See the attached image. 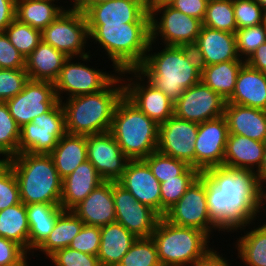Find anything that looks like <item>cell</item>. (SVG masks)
I'll use <instances>...</instances> for the list:
<instances>
[{
    "label": "cell",
    "instance_id": "8",
    "mask_svg": "<svg viewBox=\"0 0 266 266\" xmlns=\"http://www.w3.org/2000/svg\"><path fill=\"white\" fill-rule=\"evenodd\" d=\"M91 55L93 56V54L89 53L78 58L68 57L65 60L60 74L54 82L55 93L59 102L65 100V98L101 91L120 74L118 70H113L114 73L112 71L108 73L102 69H97V67L89 66L87 62H91ZM82 61L84 62L81 63Z\"/></svg>",
    "mask_w": 266,
    "mask_h": 266
},
{
    "label": "cell",
    "instance_id": "38",
    "mask_svg": "<svg viewBox=\"0 0 266 266\" xmlns=\"http://www.w3.org/2000/svg\"><path fill=\"white\" fill-rule=\"evenodd\" d=\"M20 127L11 116L8 106L0 101V156L4 161L18 154Z\"/></svg>",
    "mask_w": 266,
    "mask_h": 266
},
{
    "label": "cell",
    "instance_id": "18",
    "mask_svg": "<svg viewBox=\"0 0 266 266\" xmlns=\"http://www.w3.org/2000/svg\"><path fill=\"white\" fill-rule=\"evenodd\" d=\"M89 162L105 181L117 182L130 160L110 131L86 136Z\"/></svg>",
    "mask_w": 266,
    "mask_h": 266
},
{
    "label": "cell",
    "instance_id": "50",
    "mask_svg": "<svg viewBox=\"0 0 266 266\" xmlns=\"http://www.w3.org/2000/svg\"><path fill=\"white\" fill-rule=\"evenodd\" d=\"M0 68L25 69L24 56L11 44L4 32H0Z\"/></svg>",
    "mask_w": 266,
    "mask_h": 266
},
{
    "label": "cell",
    "instance_id": "40",
    "mask_svg": "<svg viewBox=\"0 0 266 266\" xmlns=\"http://www.w3.org/2000/svg\"><path fill=\"white\" fill-rule=\"evenodd\" d=\"M4 33L24 58H27L42 41V31L24 24L16 18L7 26Z\"/></svg>",
    "mask_w": 266,
    "mask_h": 266
},
{
    "label": "cell",
    "instance_id": "42",
    "mask_svg": "<svg viewBox=\"0 0 266 266\" xmlns=\"http://www.w3.org/2000/svg\"><path fill=\"white\" fill-rule=\"evenodd\" d=\"M143 160L160 183L166 182V179H178V176L189 167L185 161L166 156L158 151L149 154Z\"/></svg>",
    "mask_w": 266,
    "mask_h": 266
},
{
    "label": "cell",
    "instance_id": "58",
    "mask_svg": "<svg viewBox=\"0 0 266 266\" xmlns=\"http://www.w3.org/2000/svg\"><path fill=\"white\" fill-rule=\"evenodd\" d=\"M263 9L264 12H266V0H255Z\"/></svg>",
    "mask_w": 266,
    "mask_h": 266
},
{
    "label": "cell",
    "instance_id": "20",
    "mask_svg": "<svg viewBox=\"0 0 266 266\" xmlns=\"http://www.w3.org/2000/svg\"><path fill=\"white\" fill-rule=\"evenodd\" d=\"M136 199L161 216L160 182L143 159L129 160L122 177L117 181Z\"/></svg>",
    "mask_w": 266,
    "mask_h": 266
},
{
    "label": "cell",
    "instance_id": "48",
    "mask_svg": "<svg viewBox=\"0 0 266 266\" xmlns=\"http://www.w3.org/2000/svg\"><path fill=\"white\" fill-rule=\"evenodd\" d=\"M101 241L99 226L83 225L80 232L73 238L70 248L85 254L98 255Z\"/></svg>",
    "mask_w": 266,
    "mask_h": 266
},
{
    "label": "cell",
    "instance_id": "2",
    "mask_svg": "<svg viewBox=\"0 0 266 266\" xmlns=\"http://www.w3.org/2000/svg\"><path fill=\"white\" fill-rule=\"evenodd\" d=\"M162 47L152 53L155 47L150 43L143 63L136 70L175 103L187 88L201 81L202 67L193 48Z\"/></svg>",
    "mask_w": 266,
    "mask_h": 266
},
{
    "label": "cell",
    "instance_id": "51",
    "mask_svg": "<svg viewBox=\"0 0 266 266\" xmlns=\"http://www.w3.org/2000/svg\"><path fill=\"white\" fill-rule=\"evenodd\" d=\"M168 4L190 17L203 21L208 2L205 0H171Z\"/></svg>",
    "mask_w": 266,
    "mask_h": 266
},
{
    "label": "cell",
    "instance_id": "24",
    "mask_svg": "<svg viewBox=\"0 0 266 266\" xmlns=\"http://www.w3.org/2000/svg\"><path fill=\"white\" fill-rule=\"evenodd\" d=\"M229 134L264 142L266 139V110L227 103L224 115Z\"/></svg>",
    "mask_w": 266,
    "mask_h": 266
},
{
    "label": "cell",
    "instance_id": "36",
    "mask_svg": "<svg viewBox=\"0 0 266 266\" xmlns=\"http://www.w3.org/2000/svg\"><path fill=\"white\" fill-rule=\"evenodd\" d=\"M0 236L19 244L29 254V223L24 203L0 211Z\"/></svg>",
    "mask_w": 266,
    "mask_h": 266
},
{
    "label": "cell",
    "instance_id": "3",
    "mask_svg": "<svg viewBox=\"0 0 266 266\" xmlns=\"http://www.w3.org/2000/svg\"><path fill=\"white\" fill-rule=\"evenodd\" d=\"M87 27L90 42L107 53L114 70L137 69L143 63L151 41L150 22L87 24Z\"/></svg>",
    "mask_w": 266,
    "mask_h": 266
},
{
    "label": "cell",
    "instance_id": "56",
    "mask_svg": "<svg viewBox=\"0 0 266 266\" xmlns=\"http://www.w3.org/2000/svg\"><path fill=\"white\" fill-rule=\"evenodd\" d=\"M105 1L109 0H79L74 7L82 13H85L90 7Z\"/></svg>",
    "mask_w": 266,
    "mask_h": 266
},
{
    "label": "cell",
    "instance_id": "60",
    "mask_svg": "<svg viewBox=\"0 0 266 266\" xmlns=\"http://www.w3.org/2000/svg\"><path fill=\"white\" fill-rule=\"evenodd\" d=\"M264 202H266V191L264 192Z\"/></svg>",
    "mask_w": 266,
    "mask_h": 266
},
{
    "label": "cell",
    "instance_id": "27",
    "mask_svg": "<svg viewBox=\"0 0 266 266\" xmlns=\"http://www.w3.org/2000/svg\"><path fill=\"white\" fill-rule=\"evenodd\" d=\"M226 102L266 110V74L244 63Z\"/></svg>",
    "mask_w": 266,
    "mask_h": 266
},
{
    "label": "cell",
    "instance_id": "53",
    "mask_svg": "<svg viewBox=\"0 0 266 266\" xmlns=\"http://www.w3.org/2000/svg\"><path fill=\"white\" fill-rule=\"evenodd\" d=\"M245 63L266 74V42L261 44Z\"/></svg>",
    "mask_w": 266,
    "mask_h": 266
},
{
    "label": "cell",
    "instance_id": "10",
    "mask_svg": "<svg viewBox=\"0 0 266 266\" xmlns=\"http://www.w3.org/2000/svg\"><path fill=\"white\" fill-rule=\"evenodd\" d=\"M65 6L67 8L42 31V40L67 57L85 56L91 53L87 45L89 33L85 14L75 7Z\"/></svg>",
    "mask_w": 266,
    "mask_h": 266
},
{
    "label": "cell",
    "instance_id": "7",
    "mask_svg": "<svg viewBox=\"0 0 266 266\" xmlns=\"http://www.w3.org/2000/svg\"><path fill=\"white\" fill-rule=\"evenodd\" d=\"M151 237L161 266H194L215 248L209 244L211 239L202 230L178 226L163 217Z\"/></svg>",
    "mask_w": 266,
    "mask_h": 266
},
{
    "label": "cell",
    "instance_id": "22",
    "mask_svg": "<svg viewBox=\"0 0 266 266\" xmlns=\"http://www.w3.org/2000/svg\"><path fill=\"white\" fill-rule=\"evenodd\" d=\"M84 14L87 24L150 22L144 0H109L90 7Z\"/></svg>",
    "mask_w": 266,
    "mask_h": 266
},
{
    "label": "cell",
    "instance_id": "31",
    "mask_svg": "<svg viewBox=\"0 0 266 266\" xmlns=\"http://www.w3.org/2000/svg\"><path fill=\"white\" fill-rule=\"evenodd\" d=\"M49 155L59 177L64 179L88 160L86 136L65 133Z\"/></svg>",
    "mask_w": 266,
    "mask_h": 266
},
{
    "label": "cell",
    "instance_id": "34",
    "mask_svg": "<svg viewBox=\"0 0 266 266\" xmlns=\"http://www.w3.org/2000/svg\"><path fill=\"white\" fill-rule=\"evenodd\" d=\"M244 63V60H231L201 66V81L227 101L235 90L238 72Z\"/></svg>",
    "mask_w": 266,
    "mask_h": 266
},
{
    "label": "cell",
    "instance_id": "5",
    "mask_svg": "<svg viewBox=\"0 0 266 266\" xmlns=\"http://www.w3.org/2000/svg\"><path fill=\"white\" fill-rule=\"evenodd\" d=\"M7 162L17 178L22 203L60 204L62 179L49 154L18 153Z\"/></svg>",
    "mask_w": 266,
    "mask_h": 266
},
{
    "label": "cell",
    "instance_id": "54",
    "mask_svg": "<svg viewBox=\"0 0 266 266\" xmlns=\"http://www.w3.org/2000/svg\"><path fill=\"white\" fill-rule=\"evenodd\" d=\"M222 254L217 249H213L204 259L200 260L194 266H230L231 261L229 263L228 259L225 256L223 257Z\"/></svg>",
    "mask_w": 266,
    "mask_h": 266
},
{
    "label": "cell",
    "instance_id": "6",
    "mask_svg": "<svg viewBox=\"0 0 266 266\" xmlns=\"http://www.w3.org/2000/svg\"><path fill=\"white\" fill-rule=\"evenodd\" d=\"M110 132L130 160L144 159L157 151L159 125L125 95L115 107Z\"/></svg>",
    "mask_w": 266,
    "mask_h": 266
},
{
    "label": "cell",
    "instance_id": "16",
    "mask_svg": "<svg viewBox=\"0 0 266 266\" xmlns=\"http://www.w3.org/2000/svg\"><path fill=\"white\" fill-rule=\"evenodd\" d=\"M58 101L54 83L29 79L23 90L5 103L21 128L36 116L48 112Z\"/></svg>",
    "mask_w": 266,
    "mask_h": 266
},
{
    "label": "cell",
    "instance_id": "43",
    "mask_svg": "<svg viewBox=\"0 0 266 266\" xmlns=\"http://www.w3.org/2000/svg\"><path fill=\"white\" fill-rule=\"evenodd\" d=\"M237 53L240 59L246 61L252 53L266 42V25L237 29L235 31Z\"/></svg>",
    "mask_w": 266,
    "mask_h": 266
},
{
    "label": "cell",
    "instance_id": "45",
    "mask_svg": "<svg viewBox=\"0 0 266 266\" xmlns=\"http://www.w3.org/2000/svg\"><path fill=\"white\" fill-rule=\"evenodd\" d=\"M237 29L264 23L265 12L255 0H233Z\"/></svg>",
    "mask_w": 266,
    "mask_h": 266
},
{
    "label": "cell",
    "instance_id": "55",
    "mask_svg": "<svg viewBox=\"0 0 266 266\" xmlns=\"http://www.w3.org/2000/svg\"><path fill=\"white\" fill-rule=\"evenodd\" d=\"M263 143H264L263 161L261 166L258 168L257 172L255 173V175L258 183L265 190L266 189L265 186L266 185V139Z\"/></svg>",
    "mask_w": 266,
    "mask_h": 266
},
{
    "label": "cell",
    "instance_id": "32",
    "mask_svg": "<svg viewBox=\"0 0 266 266\" xmlns=\"http://www.w3.org/2000/svg\"><path fill=\"white\" fill-rule=\"evenodd\" d=\"M29 223V255L46 240L53 230L58 215L63 211L60 204L37 203L26 205Z\"/></svg>",
    "mask_w": 266,
    "mask_h": 266
},
{
    "label": "cell",
    "instance_id": "44",
    "mask_svg": "<svg viewBox=\"0 0 266 266\" xmlns=\"http://www.w3.org/2000/svg\"><path fill=\"white\" fill-rule=\"evenodd\" d=\"M19 184L11 165H0V211L20 203Z\"/></svg>",
    "mask_w": 266,
    "mask_h": 266
},
{
    "label": "cell",
    "instance_id": "11",
    "mask_svg": "<svg viewBox=\"0 0 266 266\" xmlns=\"http://www.w3.org/2000/svg\"><path fill=\"white\" fill-rule=\"evenodd\" d=\"M163 218L178 226L200 229L211 239L216 231L219 233L222 231L221 234H226L209 214L206 177L203 174L192 183L179 201L166 211Z\"/></svg>",
    "mask_w": 266,
    "mask_h": 266
},
{
    "label": "cell",
    "instance_id": "12",
    "mask_svg": "<svg viewBox=\"0 0 266 266\" xmlns=\"http://www.w3.org/2000/svg\"><path fill=\"white\" fill-rule=\"evenodd\" d=\"M65 133V114L58 101L20 128L18 153L50 154Z\"/></svg>",
    "mask_w": 266,
    "mask_h": 266
},
{
    "label": "cell",
    "instance_id": "19",
    "mask_svg": "<svg viewBox=\"0 0 266 266\" xmlns=\"http://www.w3.org/2000/svg\"><path fill=\"white\" fill-rule=\"evenodd\" d=\"M228 135L224 116L199 124L195 141V168L202 174L209 168L223 166Z\"/></svg>",
    "mask_w": 266,
    "mask_h": 266
},
{
    "label": "cell",
    "instance_id": "4",
    "mask_svg": "<svg viewBox=\"0 0 266 266\" xmlns=\"http://www.w3.org/2000/svg\"><path fill=\"white\" fill-rule=\"evenodd\" d=\"M123 95L124 82L119 74L101 91L61 101L66 133L87 136L110 131L115 107Z\"/></svg>",
    "mask_w": 266,
    "mask_h": 266
},
{
    "label": "cell",
    "instance_id": "49",
    "mask_svg": "<svg viewBox=\"0 0 266 266\" xmlns=\"http://www.w3.org/2000/svg\"><path fill=\"white\" fill-rule=\"evenodd\" d=\"M29 256L19 244L0 236V266H30Z\"/></svg>",
    "mask_w": 266,
    "mask_h": 266
},
{
    "label": "cell",
    "instance_id": "13",
    "mask_svg": "<svg viewBox=\"0 0 266 266\" xmlns=\"http://www.w3.org/2000/svg\"><path fill=\"white\" fill-rule=\"evenodd\" d=\"M120 74L124 82V95L150 119L159 125L173 116L174 102L136 69L124 70Z\"/></svg>",
    "mask_w": 266,
    "mask_h": 266
},
{
    "label": "cell",
    "instance_id": "23",
    "mask_svg": "<svg viewBox=\"0 0 266 266\" xmlns=\"http://www.w3.org/2000/svg\"><path fill=\"white\" fill-rule=\"evenodd\" d=\"M88 226H104L116 222L112 181H104L71 210Z\"/></svg>",
    "mask_w": 266,
    "mask_h": 266
},
{
    "label": "cell",
    "instance_id": "29",
    "mask_svg": "<svg viewBox=\"0 0 266 266\" xmlns=\"http://www.w3.org/2000/svg\"><path fill=\"white\" fill-rule=\"evenodd\" d=\"M100 230L99 262L101 266H118L137 237L118 222L101 226Z\"/></svg>",
    "mask_w": 266,
    "mask_h": 266
},
{
    "label": "cell",
    "instance_id": "41",
    "mask_svg": "<svg viewBox=\"0 0 266 266\" xmlns=\"http://www.w3.org/2000/svg\"><path fill=\"white\" fill-rule=\"evenodd\" d=\"M118 266H161L152 237L137 238Z\"/></svg>",
    "mask_w": 266,
    "mask_h": 266
},
{
    "label": "cell",
    "instance_id": "39",
    "mask_svg": "<svg viewBox=\"0 0 266 266\" xmlns=\"http://www.w3.org/2000/svg\"><path fill=\"white\" fill-rule=\"evenodd\" d=\"M202 25L215 30L235 33L237 25L233 10V0L208 2Z\"/></svg>",
    "mask_w": 266,
    "mask_h": 266
},
{
    "label": "cell",
    "instance_id": "52",
    "mask_svg": "<svg viewBox=\"0 0 266 266\" xmlns=\"http://www.w3.org/2000/svg\"><path fill=\"white\" fill-rule=\"evenodd\" d=\"M16 0H0V32L16 18Z\"/></svg>",
    "mask_w": 266,
    "mask_h": 266
},
{
    "label": "cell",
    "instance_id": "17",
    "mask_svg": "<svg viewBox=\"0 0 266 266\" xmlns=\"http://www.w3.org/2000/svg\"><path fill=\"white\" fill-rule=\"evenodd\" d=\"M198 123L176 118L174 115L159 124L157 151L185 161L195 168V141Z\"/></svg>",
    "mask_w": 266,
    "mask_h": 266
},
{
    "label": "cell",
    "instance_id": "1",
    "mask_svg": "<svg viewBox=\"0 0 266 266\" xmlns=\"http://www.w3.org/2000/svg\"><path fill=\"white\" fill-rule=\"evenodd\" d=\"M203 175L209 214L227 234L243 223L256 222L258 215L266 216L265 190L253 171L219 166Z\"/></svg>",
    "mask_w": 266,
    "mask_h": 266
},
{
    "label": "cell",
    "instance_id": "26",
    "mask_svg": "<svg viewBox=\"0 0 266 266\" xmlns=\"http://www.w3.org/2000/svg\"><path fill=\"white\" fill-rule=\"evenodd\" d=\"M264 155V143L236 134H229L223 166L230 169L257 172Z\"/></svg>",
    "mask_w": 266,
    "mask_h": 266
},
{
    "label": "cell",
    "instance_id": "33",
    "mask_svg": "<svg viewBox=\"0 0 266 266\" xmlns=\"http://www.w3.org/2000/svg\"><path fill=\"white\" fill-rule=\"evenodd\" d=\"M57 2L58 0H16V19L43 31L67 8L62 4L57 5Z\"/></svg>",
    "mask_w": 266,
    "mask_h": 266
},
{
    "label": "cell",
    "instance_id": "28",
    "mask_svg": "<svg viewBox=\"0 0 266 266\" xmlns=\"http://www.w3.org/2000/svg\"><path fill=\"white\" fill-rule=\"evenodd\" d=\"M68 57L43 40L25 58V70L29 79L54 83Z\"/></svg>",
    "mask_w": 266,
    "mask_h": 266
},
{
    "label": "cell",
    "instance_id": "57",
    "mask_svg": "<svg viewBox=\"0 0 266 266\" xmlns=\"http://www.w3.org/2000/svg\"><path fill=\"white\" fill-rule=\"evenodd\" d=\"M171 0H144V4L146 7V10L150 12L155 7L162 5V4H168Z\"/></svg>",
    "mask_w": 266,
    "mask_h": 266
},
{
    "label": "cell",
    "instance_id": "30",
    "mask_svg": "<svg viewBox=\"0 0 266 266\" xmlns=\"http://www.w3.org/2000/svg\"><path fill=\"white\" fill-rule=\"evenodd\" d=\"M255 225L253 228L250 225ZM248 222L243 223L230 233L242 232L244 235L236 238L235 248L238 252V259H240L246 266H266V222ZM262 223V225H261ZM248 229L245 232L247 227ZM251 227V228H250ZM256 227V228H255ZM240 230V231H238Z\"/></svg>",
    "mask_w": 266,
    "mask_h": 266
},
{
    "label": "cell",
    "instance_id": "14",
    "mask_svg": "<svg viewBox=\"0 0 266 266\" xmlns=\"http://www.w3.org/2000/svg\"><path fill=\"white\" fill-rule=\"evenodd\" d=\"M112 195L116 222L137 238L151 237L161 216L149 206L136 201L118 182L112 181Z\"/></svg>",
    "mask_w": 266,
    "mask_h": 266
},
{
    "label": "cell",
    "instance_id": "21",
    "mask_svg": "<svg viewBox=\"0 0 266 266\" xmlns=\"http://www.w3.org/2000/svg\"><path fill=\"white\" fill-rule=\"evenodd\" d=\"M192 48L201 66L242 60L237 53L235 33L215 30L203 25Z\"/></svg>",
    "mask_w": 266,
    "mask_h": 266
},
{
    "label": "cell",
    "instance_id": "47",
    "mask_svg": "<svg viewBox=\"0 0 266 266\" xmlns=\"http://www.w3.org/2000/svg\"><path fill=\"white\" fill-rule=\"evenodd\" d=\"M48 259L55 266H101L97 256L66 247L55 251Z\"/></svg>",
    "mask_w": 266,
    "mask_h": 266
},
{
    "label": "cell",
    "instance_id": "61",
    "mask_svg": "<svg viewBox=\"0 0 266 266\" xmlns=\"http://www.w3.org/2000/svg\"><path fill=\"white\" fill-rule=\"evenodd\" d=\"M264 23L266 25V12H265V17H264Z\"/></svg>",
    "mask_w": 266,
    "mask_h": 266
},
{
    "label": "cell",
    "instance_id": "15",
    "mask_svg": "<svg viewBox=\"0 0 266 266\" xmlns=\"http://www.w3.org/2000/svg\"><path fill=\"white\" fill-rule=\"evenodd\" d=\"M226 100L202 81L187 88L174 103V116L202 123L224 115Z\"/></svg>",
    "mask_w": 266,
    "mask_h": 266
},
{
    "label": "cell",
    "instance_id": "35",
    "mask_svg": "<svg viewBox=\"0 0 266 266\" xmlns=\"http://www.w3.org/2000/svg\"><path fill=\"white\" fill-rule=\"evenodd\" d=\"M84 223L71 211L63 210L46 240L33 252H42L48 258L55 251L69 247Z\"/></svg>",
    "mask_w": 266,
    "mask_h": 266
},
{
    "label": "cell",
    "instance_id": "46",
    "mask_svg": "<svg viewBox=\"0 0 266 266\" xmlns=\"http://www.w3.org/2000/svg\"><path fill=\"white\" fill-rule=\"evenodd\" d=\"M28 81L29 76L25 69L0 68V101L5 102L16 96Z\"/></svg>",
    "mask_w": 266,
    "mask_h": 266
},
{
    "label": "cell",
    "instance_id": "25",
    "mask_svg": "<svg viewBox=\"0 0 266 266\" xmlns=\"http://www.w3.org/2000/svg\"><path fill=\"white\" fill-rule=\"evenodd\" d=\"M104 181L89 160L84 161L62 179L60 206L63 210H72Z\"/></svg>",
    "mask_w": 266,
    "mask_h": 266
},
{
    "label": "cell",
    "instance_id": "59",
    "mask_svg": "<svg viewBox=\"0 0 266 266\" xmlns=\"http://www.w3.org/2000/svg\"><path fill=\"white\" fill-rule=\"evenodd\" d=\"M79 0H70V4L72 7L75 6V4L78 2ZM73 2V3H72ZM72 3V4H71Z\"/></svg>",
    "mask_w": 266,
    "mask_h": 266
},
{
    "label": "cell",
    "instance_id": "9",
    "mask_svg": "<svg viewBox=\"0 0 266 266\" xmlns=\"http://www.w3.org/2000/svg\"><path fill=\"white\" fill-rule=\"evenodd\" d=\"M201 27V20L190 17L169 4L159 5L150 11V43H153L156 49H158L157 44L159 46L160 42V45L164 44L163 46L192 48L196 43Z\"/></svg>",
    "mask_w": 266,
    "mask_h": 266
},
{
    "label": "cell",
    "instance_id": "37",
    "mask_svg": "<svg viewBox=\"0 0 266 266\" xmlns=\"http://www.w3.org/2000/svg\"><path fill=\"white\" fill-rule=\"evenodd\" d=\"M202 173L189 166L178 179H166L160 184L161 188V217L184 195L186 190Z\"/></svg>",
    "mask_w": 266,
    "mask_h": 266
}]
</instances>
